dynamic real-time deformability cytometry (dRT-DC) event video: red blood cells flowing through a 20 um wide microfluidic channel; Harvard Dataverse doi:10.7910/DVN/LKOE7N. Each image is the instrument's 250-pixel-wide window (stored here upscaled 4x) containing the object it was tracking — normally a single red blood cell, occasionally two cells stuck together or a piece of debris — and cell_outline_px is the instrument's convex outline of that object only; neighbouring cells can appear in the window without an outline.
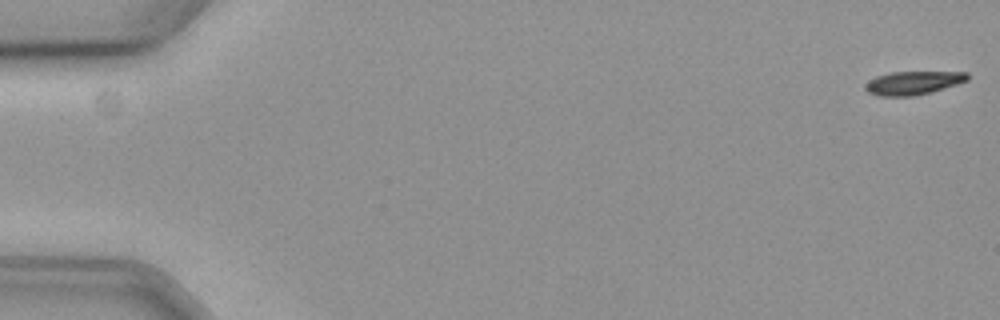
{"species": "common noctule bat (a hibernating species)", "species_latin": "Nyctalus noctula", "temperature_condition": "cold", "stored_images_in_passage": 59, "camera_frame_rate_fps": 3000, "um_per_image_px": 0.085, "animal": {"sex": "female", "body_mass_g": 19.3, "forearm_length_mm": 54.1}, "frame": {"image": 1, "passage_image": 1, "time_ms": 0.0, "image_size_px": [1000, 320], "cell_outline_px": [[968, 80], [956, 84], [928, 92], [912, 96], [880, 96], [868, 92], [864, 88], [868, 80], [876, 76], [892, 72], [968, 72]], "centroid_in_image_um": [77.57, 7.04], "position_along_channel_um": 7.4, "area_um2": 13.7}}
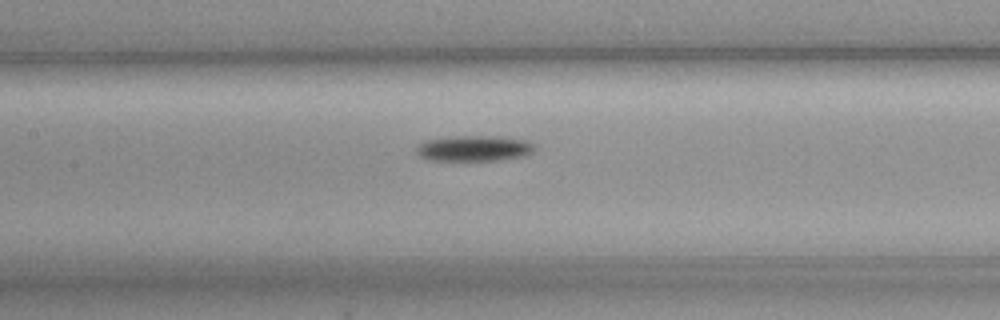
{"frame": {"image": 2, "passage_image": 28, "time_ms": 9.0, "image_size_px": [1000, 320], "cell_outline_px": [[536, 148], [528, 156], [500, 160], [432, 160], [420, 156], [416, 152], [416, 148], [420, 144], [428, 140], [456, 136], [504, 136], [528, 140], [536, 144]], "centroid_in_image_um": [40.42, 12.6], "position_along_channel_um": 167.0, "area_um2": 17.86}}
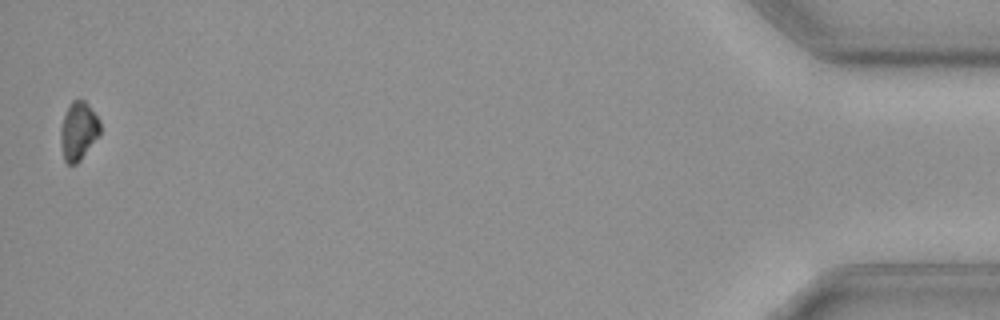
{"frame": {"image": 3, "passage_image": 58, "time_ms": 19.0, "image_size_px": [1000, 320], "cell_outline_px": [[100, 136], [80, 160], [76, 164], [68, 164], [64, 160], [60, 144], [60, 128], [64, 116], [72, 100], [84, 100], [88, 104], [100, 120]], "centroid_in_image_um": [6.67, 11.15], "position_along_channel_um": 428.5, "area_um2": 13.53}, "authors_computed_cell_mechanics": {"area_um2": 15.4904, "velocity_mm_per_s": 3.5813, "shape_relaxation_time_tau1_ms": 1.3952, "shape_relaxation_time_tau2_ms": null, "deformation_change_tau1": 0.0947, "deformation_change_tau2": null}}